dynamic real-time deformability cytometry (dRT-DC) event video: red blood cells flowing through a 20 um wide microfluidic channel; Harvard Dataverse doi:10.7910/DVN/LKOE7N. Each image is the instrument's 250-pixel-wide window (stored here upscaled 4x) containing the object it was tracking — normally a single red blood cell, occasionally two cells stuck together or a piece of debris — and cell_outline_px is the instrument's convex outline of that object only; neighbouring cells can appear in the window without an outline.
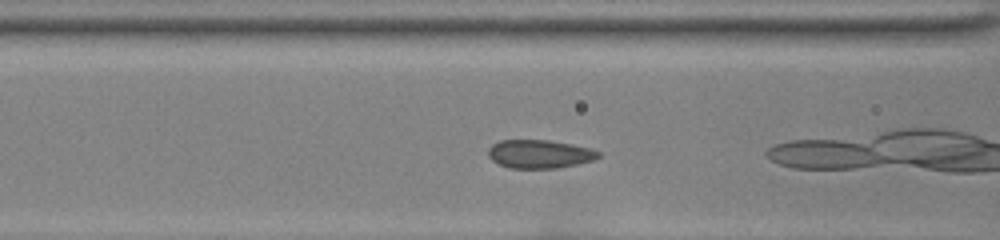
{"species": "common noctule bat (a hibernating species)", "species_latin": "Nyctalus noctula", "temperature_condition": "room temperature", "stored_images_in_passage": 36, "camera_frame_rate_fps": 3000, "um_per_image_px": 0.085, "animal": {"sex": "female", "body_mass_g": 22.0, "forearm_length_mm": 56.7}, "frame": {"image": 1, "passage_image": 7, "time_ms": 2.0, "image_size_px": [1000, 240], "cell_outline_px": [[600, 156], [596, 160], [556, 168], [512, 168], [500, 164], [492, 160], [488, 156], [488, 148], [492, 144], [500, 140], [548, 140], [572, 144], [588, 148], [600, 152]], "centroid_in_image_um": [45.86, 13.08], "position_along_channel_um": 120.7, "area_um2": 18.21}}
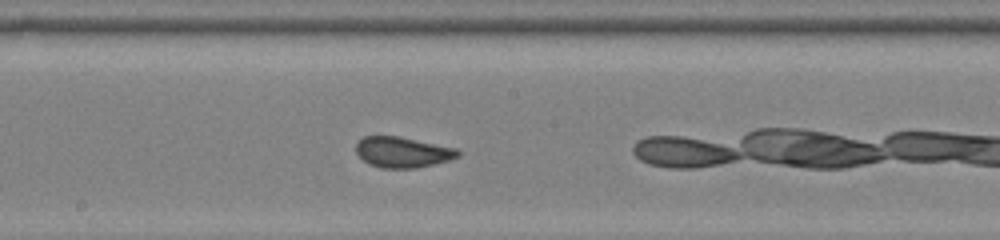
{"frame": {"image": 2, "passage_image": 14, "time_ms": 4.333, "image_size_px": [1000, 240], "cell_outline_px": [[460, 156], [448, 160], [416, 168], [380, 168], [368, 164], [356, 152], [356, 144], [364, 136], [396, 136], [456, 148], [460, 152]], "centroid_in_image_um": [34.2, 12.94], "position_along_channel_um": 214.0, "area_um2": 17.98}}
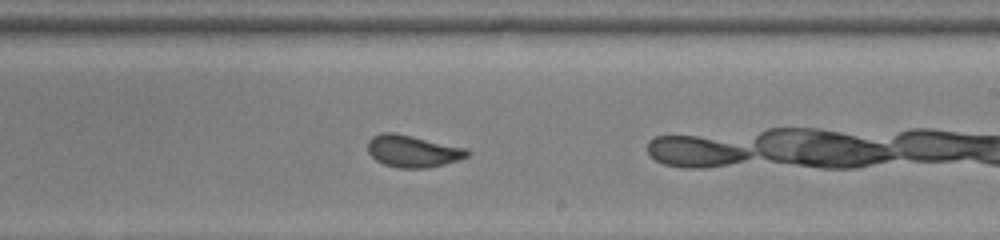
{"frame": {"image": 3, "passage_image": 17, "time_ms": 5.333, "image_size_px": [1000, 240], "cell_outline_px": [[472, 152], [468, 156], [460, 160], [428, 168], [396, 168], [384, 164], [376, 160], [368, 152], [368, 140], [372, 136], [384, 132], [396, 132], [468, 148]], "centroid_in_image_um": [35.12, 12.84], "position_along_channel_um": 253.9, "area_um2": 18.9}, "authors_computed_cell_mechanics": {"area_um2": 18.6694, "velocity_mm_per_s": 4.0142, "shape_relaxation_time_tau1_ms": 4.9085, "shape_relaxation_time_tau2_ms": null, "deformation_change_tau1": 0.1156, "deformation_change_tau2": null}}